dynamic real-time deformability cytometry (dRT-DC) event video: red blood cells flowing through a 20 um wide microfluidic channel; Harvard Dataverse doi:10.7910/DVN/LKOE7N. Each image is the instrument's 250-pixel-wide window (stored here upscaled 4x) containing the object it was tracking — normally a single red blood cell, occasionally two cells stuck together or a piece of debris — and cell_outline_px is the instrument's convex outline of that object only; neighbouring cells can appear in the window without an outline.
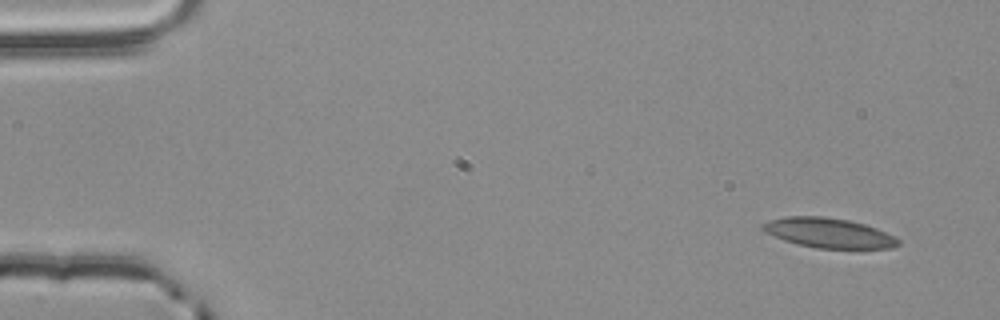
{"species": "common noctule bat (a hibernating species)", "species_latin": "Nyctalus noctula", "temperature_condition": "room temperature", "stored_images_in_passage": 4, "camera_frame_rate_fps": 3000, "um_per_image_px": 0.085, "animal": {"sex": "male", "body_mass_g": 20.4}, "frame": {"image": 1, "passage_image": 1, "time_ms": 0.0, "image_size_px": [1000, 320], "cell_outline_px": [[900, 244], [892, 248], [816, 248], [784, 240], [764, 232], [760, 228], [760, 224], [768, 220], [784, 216], [824, 216], [848, 220], [864, 224], [876, 228], [900, 240]], "centroid_in_image_um": [70.38, 19.78], "position_along_channel_um": 14.6, "area_um2": 23.47}}
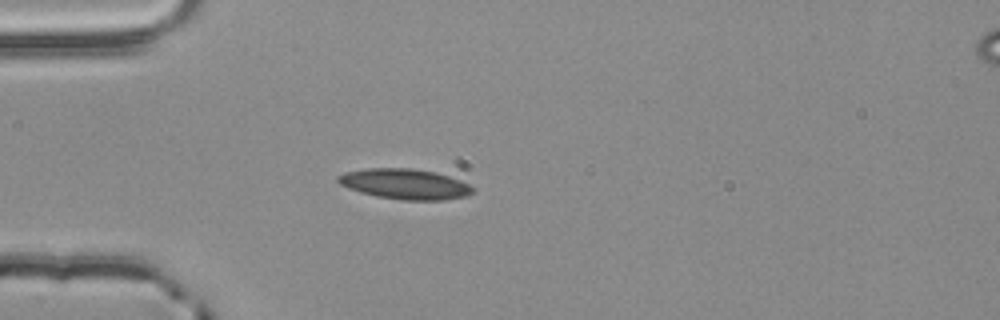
{"frame": {"image": 2, "passage_image": 4, "time_ms": 1.0, "image_size_px": [1000, 320], "cell_outline_px": [[476, 192], [468, 196], [444, 200], [404, 200], [376, 196], [360, 192], [348, 188], [340, 184], [336, 180], [336, 176], [344, 172], [368, 168], [412, 168], [436, 172], [460, 180], [476, 188]], "centroid_in_image_um": [34.45, 15.64], "position_along_channel_um": 50.6, "area_um2": 24.1}}